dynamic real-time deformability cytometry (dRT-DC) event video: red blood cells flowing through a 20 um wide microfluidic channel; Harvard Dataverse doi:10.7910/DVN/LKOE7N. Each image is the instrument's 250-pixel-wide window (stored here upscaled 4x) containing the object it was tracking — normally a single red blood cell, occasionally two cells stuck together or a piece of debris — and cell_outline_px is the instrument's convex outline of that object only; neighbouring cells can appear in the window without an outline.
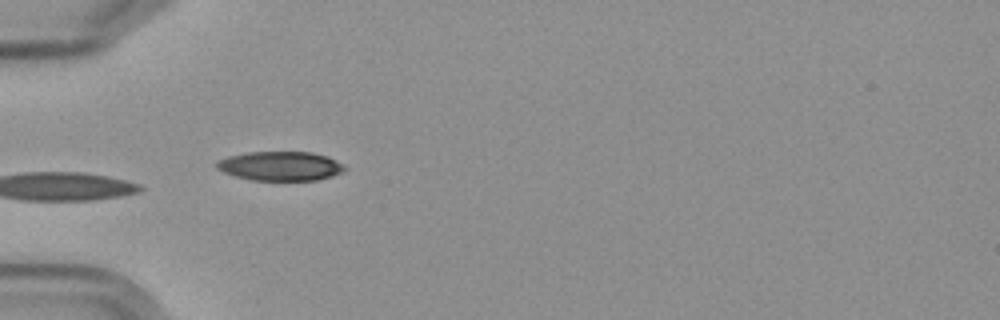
{"species": "Egyptian fruit bat (a non-hibernating species)", "species_latin": "Rousettus aegyptiacus", "temperature_condition": "cold", "stored_images_in_passage": 5, "camera_frame_rate_fps": 3000, "um_per_image_px": 0.085, "frame": {"image": 1, "passage_image": 3, "time_ms": 2.333, "image_size_px": [1000, 320], "cell_outline_px": [[348, 168], [344, 172], [332, 176], [316, 180], [252, 180], [236, 176], [224, 172], [216, 168], [216, 160], [228, 156], [248, 152], [312, 152], [328, 156], [344, 164]], "centroid_in_image_um": [23.87, 14.11], "position_along_channel_um": 61.1, "area_um2": 21.96}}
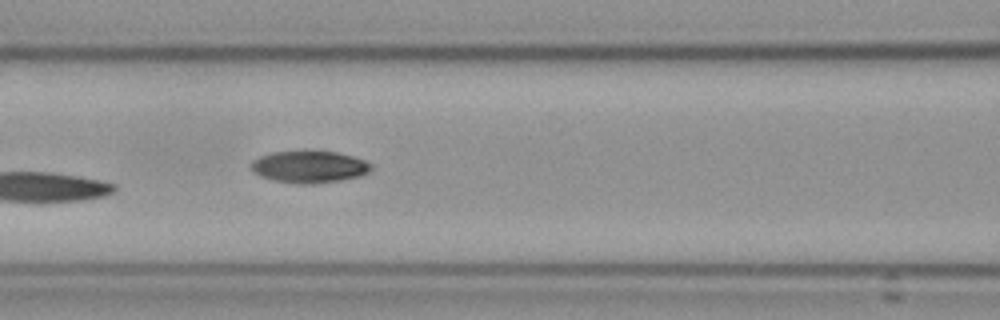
{"frame": {"image": 2, "passage_image": 5, "time_ms": 4.667, "image_size_px": [1000, 320], "cell_outline_px": [[372, 168], [368, 172], [360, 176], [340, 180], [312, 184], [304, 184], [276, 180], [260, 176], [252, 172], [252, 160], [260, 156], [272, 152], [336, 152], [352, 156], [364, 160], [372, 164]], "centroid_in_image_um": [26.3, 14.18], "position_along_channel_um": 140.3, "area_um2": 21.96}}